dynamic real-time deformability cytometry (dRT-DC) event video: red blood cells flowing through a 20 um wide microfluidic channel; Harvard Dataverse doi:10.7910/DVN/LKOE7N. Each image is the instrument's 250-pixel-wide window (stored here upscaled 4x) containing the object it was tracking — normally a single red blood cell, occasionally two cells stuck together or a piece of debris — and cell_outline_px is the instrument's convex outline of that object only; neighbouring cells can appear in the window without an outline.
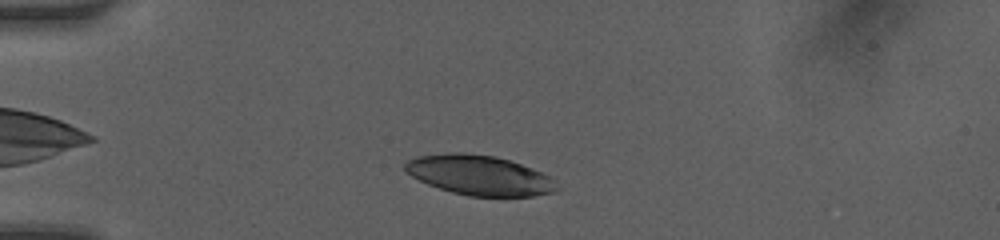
{"species": "human", "species_latin": "Homo sapiens", "temperature_condition": "room temperature", "stored_images_in_passage": 39, "camera_frame_rate_fps": 3000, "um_per_image_px": 0.085, "donor": {"sex": "female"}, "frame": {"image": 1, "passage_image": 3, "time_ms": 0.667, "image_size_px": [1000, 240], "cell_outline_px": [[556, 188], [552, 192], [532, 196], [468, 196], [452, 192], [428, 184], [404, 172], [404, 164], [408, 160], [416, 156], [452, 152], [464, 152], [496, 156], [532, 168], [548, 176]], "centroid_in_image_um": [40.66, 14.88], "position_along_channel_um": 44.3, "area_um2": 34.85}}
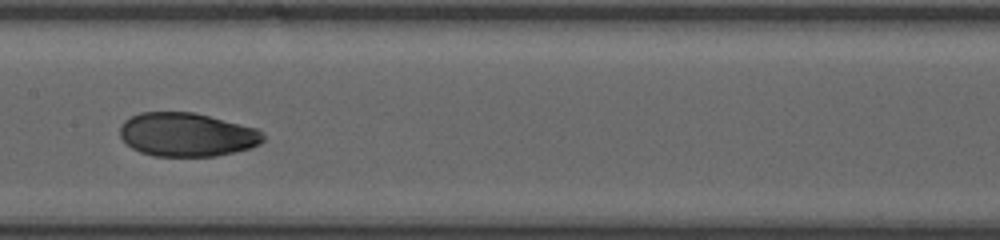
{"frame": {"image": 2, "passage_image": 16, "time_ms": 5.0, "image_size_px": [1000, 240], "cell_outline_px": [[264, 140], [260, 144], [248, 148], [216, 156], [152, 156], [140, 152], [132, 148], [120, 136], [120, 128], [124, 120], [140, 112], [196, 112], [256, 128], [264, 132]], "centroid_in_image_um": [15.89, 11.43], "position_along_channel_um": 191.5, "area_um2": 36.53}}
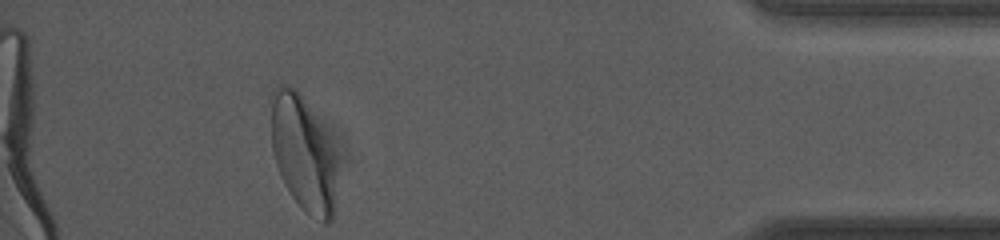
{"frame": {"image": 3, "passage_image": 35, "time_ms": 11.333, "image_size_px": [1000, 240], "cell_outline_px": [[336, 168], [332, 220], [328, 224], [324, 224], [308, 212], [288, 192], [280, 176], [272, 152], [272, 88], [280, 84], [288, 84], [296, 88], [300, 92], [328, 136], [332, 144], [336, 156]], "centroid_in_image_um": [25.76, 13.0], "position_along_channel_um": 409.4, "area_um2": 44.16}, "authors_computed_cell_mechanics": {"area_um2": 37.3388, "velocity_mm_per_s": 4.1865, "shape_relaxation_time_tau1_ms": 5.3266, "shape_relaxation_time_tau2_ms": 1.0528, "deformation_change_tau1": 0.1856, "deformation_change_tau2": 0.0391}}